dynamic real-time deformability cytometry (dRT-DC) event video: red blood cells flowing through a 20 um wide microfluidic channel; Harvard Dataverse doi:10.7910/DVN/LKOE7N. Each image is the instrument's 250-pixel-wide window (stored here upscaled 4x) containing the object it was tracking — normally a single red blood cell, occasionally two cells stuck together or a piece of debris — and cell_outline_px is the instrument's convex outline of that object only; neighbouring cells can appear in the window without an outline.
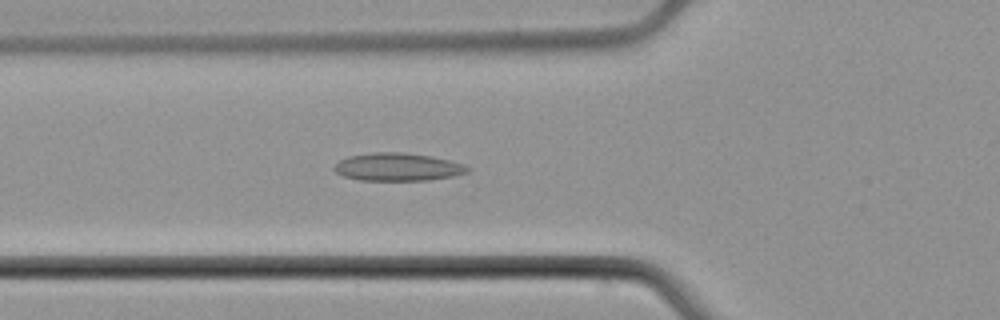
{"species": "common noctule bat (a hibernating species)", "species_latin": "Nyctalus noctula", "temperature_condition": "cold", "stored_images_in_passage": 10, "camera_frame_rate_fps": 3000, "um_per_image_px": 0.085, "animal": {"sex": "male", "body_mass_g": 21.5, "forearm_length_mm": 52.0}, "frame": {"image": 1, "passage_image": 3, "time_ms": 0.667, "image_size_px": [1000, 320], "cell_outline_px": [[472, 168], [468, 172], [452, 176], [428, 180], [360, 180], [344, 176], [336, 172], [332, 168], [340, 160], [348, 156], [372, 152], [400, 152], [432, 156], [464, 164]], "centroid_in_image_um": [33.81, 14.19], "position_along_channel_um": 92.0, "area_um2": 21.62}}
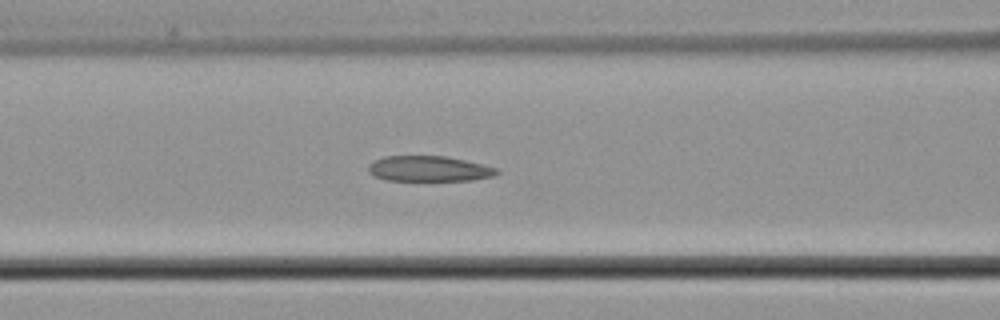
{"frame": {"image": 2, "passage_image": 6, "time_ms": 1.667, "image_size_px": [1000, 320], "cell_outline_px": [[500, 172], [496, 176], [472, 180], [384, 180], [368, 172], [368, 164], [384, 156], [444, 156], [464, 160], [496, 168]], "centroid_in_image_um": [36.46, 14.34], "position_along_channel_um": 130.1, "area_um2": 18.9}}
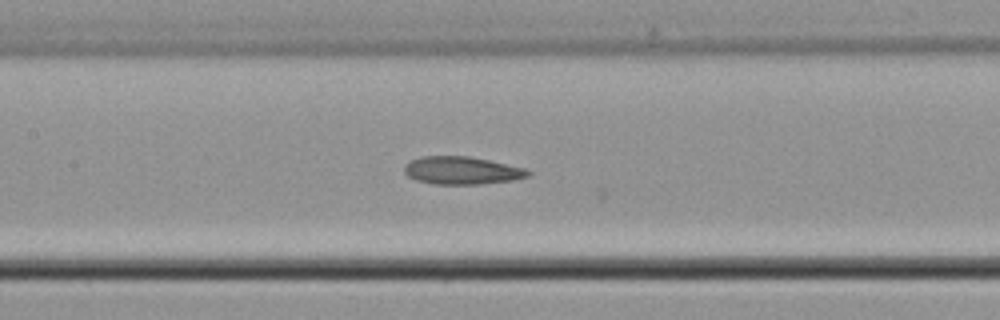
{"frame": {"image": 3, "passage_image": 9, "time_ms": 2.667, "image_size_px": [1000, 320], "cell_outline_px": [[532, 172], [528, 176], [512, 180], [480, 184], [436, 184], [416, 180], [408, 176], [404, 172], [404, 164], [408, 160], [420, 156], [468, 156], [488, 160], [524, 168]], "centroid_in_image_um": [39.2, 14.48], "position_along_channel_um": 168.2, "area_um2": 20.0}}